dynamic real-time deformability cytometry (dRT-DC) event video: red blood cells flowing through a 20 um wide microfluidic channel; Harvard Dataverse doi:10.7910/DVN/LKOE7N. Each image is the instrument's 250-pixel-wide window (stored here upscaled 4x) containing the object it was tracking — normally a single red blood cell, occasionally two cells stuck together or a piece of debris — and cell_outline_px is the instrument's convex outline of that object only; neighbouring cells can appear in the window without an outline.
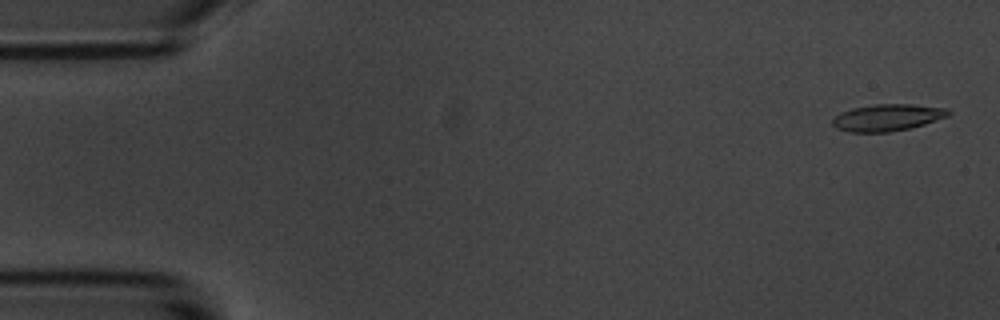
{"species": "common noctule bat (a hibernating species)", "species_latin": "Nyctalus noctula", "temperature_condition": "room temperature", "stored_images_in_passage": 5, "camera_frame_rate_fps": 3000, "um_per_image_px": 0.085, "animal": {"sex": "male", "body_mass_g": 20.1, "forearm_length_mm": 53.5}, "frame": {"image": 1, "passage_image": 1, "time_ms": 0.0, "image_size_px": [1000, 320], "cell_outline_px": [[952, 112], [948, 116], [912, 128], [888, 132], [848, 132], [836, 128], [832, 124], [832, 120], [840, 112], [852, 108], [872, 104], [912, 104], [948, 108]], "centroid_in_image_um": [75.43, 9.98], "position_along_channel_um": 9.6, "area_um2": 18.26}}
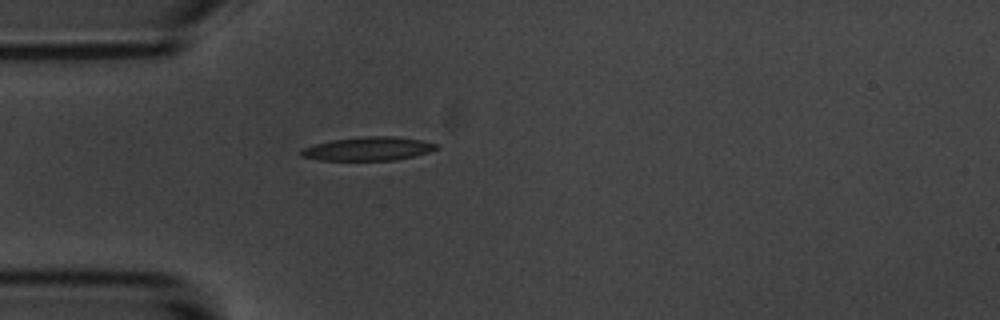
{"frame": {"image": 2, "passage_image": 5, "time_ms": 4.667, "image_size_px": [1000, 320], "cell_outline_px": [[440, 148], [428, 152], [396, 160], [320, 160], [300, 156], [296, 152], [300, 148], [332, 140], [364, 136], [396, 136], [420, 140], [436, 144]], "centroid_in_image_um": [31.24, 12.64], "position_along_channel_um": 53.8, "area_um2": 18.67}}